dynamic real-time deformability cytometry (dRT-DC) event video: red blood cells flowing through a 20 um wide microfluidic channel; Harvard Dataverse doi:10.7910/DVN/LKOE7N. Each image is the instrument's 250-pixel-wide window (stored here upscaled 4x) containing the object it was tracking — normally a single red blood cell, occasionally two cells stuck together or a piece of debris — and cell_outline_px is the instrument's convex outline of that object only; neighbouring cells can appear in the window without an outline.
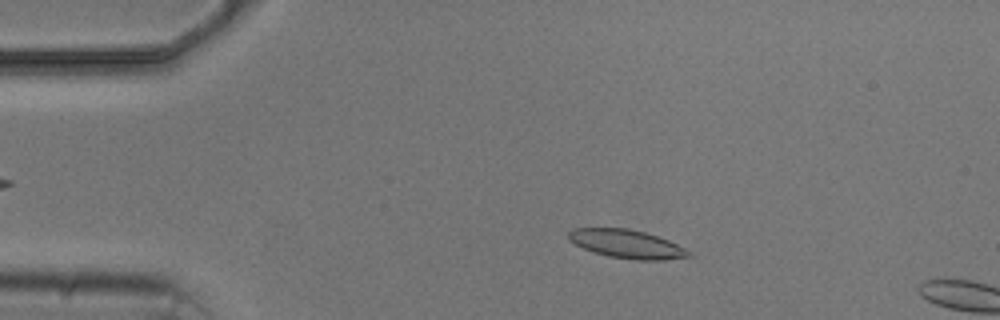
{"species": "common noctule bat (a hibernating species)", "species_latin": "Nyctalus noctula", "temperature_condition": "cold", "stored_images_in_passage": 3, "camera_frame_rate_fps": 3000, "um_per_image_px": 0.085, "animal": {"sex": "male", "body_mass_g": 20.5, "forearm_length_mm": 52.5}, "frame": {"image": 1, "passage_image": 2, "time_ms": 1.333, "image_size_px": [1000, 320], "cell_outline_px": [[696, 256], [664, 260], [636, 260], [608, 256], [584, 248], [568, 240], [568, 232], [572, 228], [628, 228], [644, 232], [668, 240], [692, 252]], "centroid_in_image_um": [53.31, 20.74], "position_along_channel_um": 31.7, "area_um2": 19.94}}